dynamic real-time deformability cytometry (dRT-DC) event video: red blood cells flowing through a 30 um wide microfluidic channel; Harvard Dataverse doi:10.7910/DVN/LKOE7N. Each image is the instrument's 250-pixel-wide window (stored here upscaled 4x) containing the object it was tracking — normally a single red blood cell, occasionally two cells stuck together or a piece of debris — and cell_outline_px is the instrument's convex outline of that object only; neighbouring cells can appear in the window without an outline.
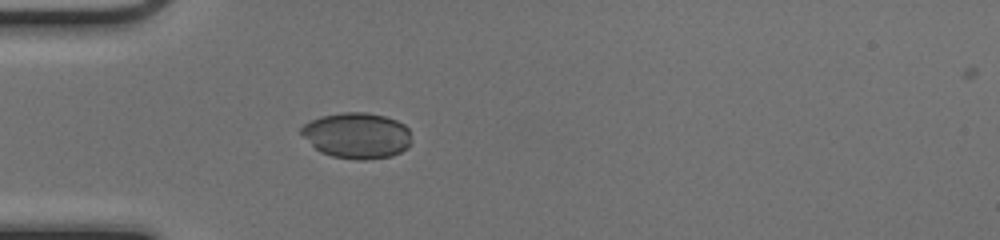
{"species": "common noctule bat (a hibernating species)", "species_latin": "Nyctalus noctula", "temperature_condition": "cold", "stored_images_in_passage": 36, "camera_frame_rate_fps": 3000, "um_per_image_px": 0.085, "animal": {"sex": "female", "body_mass_g": 17.0, "forearm_length_mm": 48.0}, "frame": {"image": 1, "passage_image": 1, "time_ms": 0.0, "image_size_px": [1000, 240], "cell_outline_px": [[412, 140], [408, 148], [392, 156], [364, 160], [356, 160], [332, 156], [320, 152], [300, 132], [300, 128], [304, 124], [320, 116], [344, 112], [368, 112], [384, 116], [396, 120], [404, 124], [408, 128]], "centroid_in_image_um": [30.37, 11.52], "position_along_channel_um": 54.6, "area_um2": 29.54}}
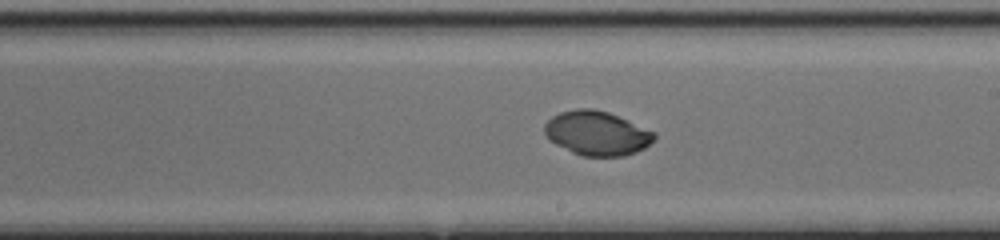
{"frame": {"image": 2, "passage_image": 15, "time_ms": 4.667, "image_size_px": [1000, 240], "cell_outline_px": [[656, 136], [644, 148], [636, 152], [624, 156], [580, 156], [548, 140], [544, 132], [544, 124], [552, 116], [560, 112], [576, 108], [592, 108], [608, 112], [656, 132]], "centroid_in_image_um": [50.71, 11.32], "position_along_channel_um": 238.3, "area_um2": 28.32}}
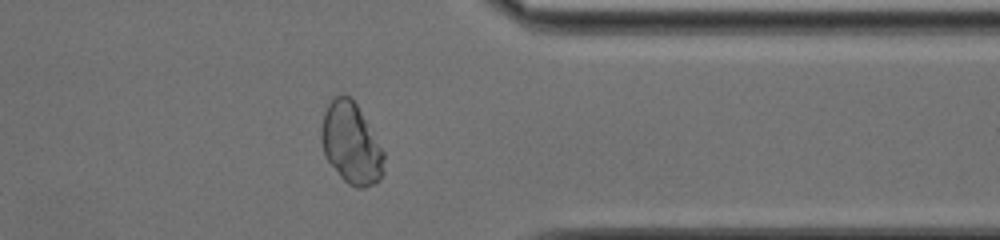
{"frame": {"image": 3, "passage_image": 26, "time_ms": 8.333, "image_size_px": [1000, 240], "cell_outline_px": [[384, 172], [380, 180], [376, 184], [364, 188], [356, 188], [348, 184], [340, 176], [324, 156], [320, 140], [320, 128], [324, 112], [328, 104], [336, 96], [352, 96], [384, 152]], "centroid_in_image_um": [29.84, 12.22], "position_along_channel_um": 381.6, "area_um2": 29.82}, "authors_computed_cell_mechanics": {"area_um2": 29.189, "velocity_mm_per_s": 4.1146, "shape_relaxation_time_tau1_ms": 2.875, "shape_relaxation_time_tau2_ms": null, "deformation_change_tau1": 0.0283, "deformation_change_tau2": null}}